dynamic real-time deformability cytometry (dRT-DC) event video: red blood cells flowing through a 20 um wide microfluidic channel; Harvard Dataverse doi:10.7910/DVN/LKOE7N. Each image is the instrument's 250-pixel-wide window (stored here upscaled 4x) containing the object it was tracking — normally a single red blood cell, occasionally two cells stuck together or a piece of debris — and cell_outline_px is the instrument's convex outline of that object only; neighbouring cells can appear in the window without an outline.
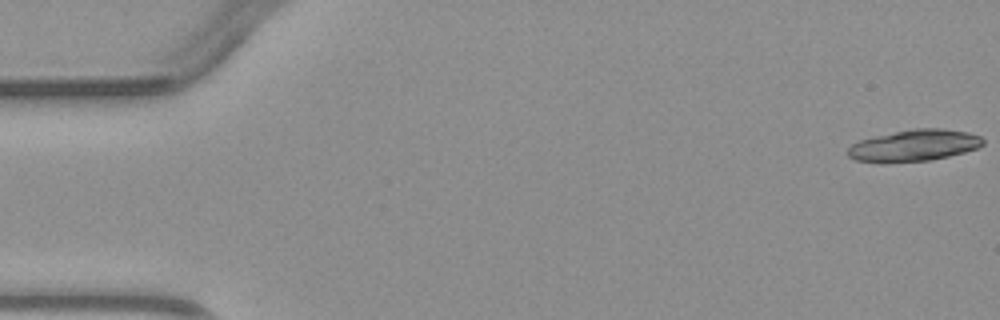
{"species": "common noctule bat (a hibernating species)", "species_latin": "Nyctalus noctula", "temperature_condition": "warm", "stored_images_in_passage": 7, "camera_frame_rate_fps": 3000, "um_per_image_px": 0.085, "animal": {"sex": "male", "body_mass_g": 23.1, "forearm_length_mm": 52.7}, "frame": {"image": 1, "passage_image": 1, "time_ms": 0.0, "image_size_px": [1000, 320], "cell_outline_px": [[984, 144], [976, 148], [964, 152], [948, 156], [928, 160], [856, 160], [848, 156], [848, 148], [852, 144], [860, 140], [876, 136], [916, 128], [944, 128], [968, 132], [980, 136], [984, 140]], "centroid_in_image_um": [77.78, 12.32], "position_along_channel_um": 7.2, "area_um2": 23.87}}
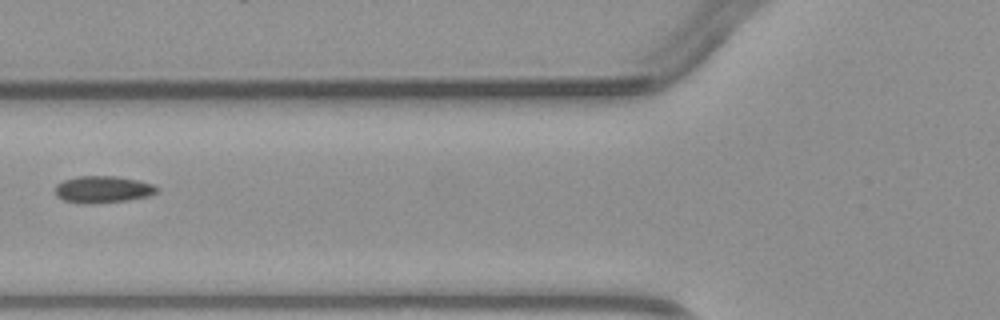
{"frame": {"image": 2, "passage_image": 6, "time_ms": 6.0, "image_size_px": [1000, 320], "cell_outline_px": [[160, 188], [156, 192], [148, 196], [128, 200], [92, 204], [64, 200], [56, 196], [56, 184], [64, 180], [80, 176], [116, 176], [136, 180], [152, 184]], "centroid_in_image_um": [8.75, 16.1], "position_along_channel_um": 117.1, "area_um2": 15.78}}
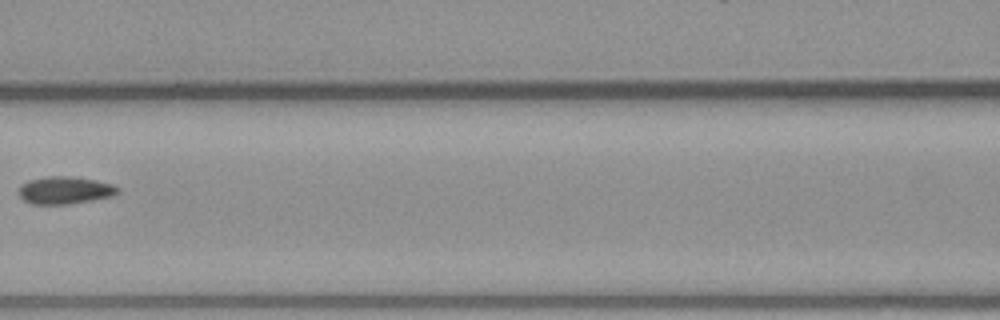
{"frame": {"image": 3, "passage_image": 7, "time_ms": 7.0, "image_size_px": [1000, 320], "cell_outline_px": [[120, 192], [112, 196], [72, 204], [32, 204], [24, 200], [20, 196], [20, 188], [28, 180], [48, 176], [68, 176], [96, 180], [112, 184], [120, 188]], "centroid_in_image_um": [5.56, 16.17], "position_along_channel_um": 161.0, "area_um2": 15.78}}